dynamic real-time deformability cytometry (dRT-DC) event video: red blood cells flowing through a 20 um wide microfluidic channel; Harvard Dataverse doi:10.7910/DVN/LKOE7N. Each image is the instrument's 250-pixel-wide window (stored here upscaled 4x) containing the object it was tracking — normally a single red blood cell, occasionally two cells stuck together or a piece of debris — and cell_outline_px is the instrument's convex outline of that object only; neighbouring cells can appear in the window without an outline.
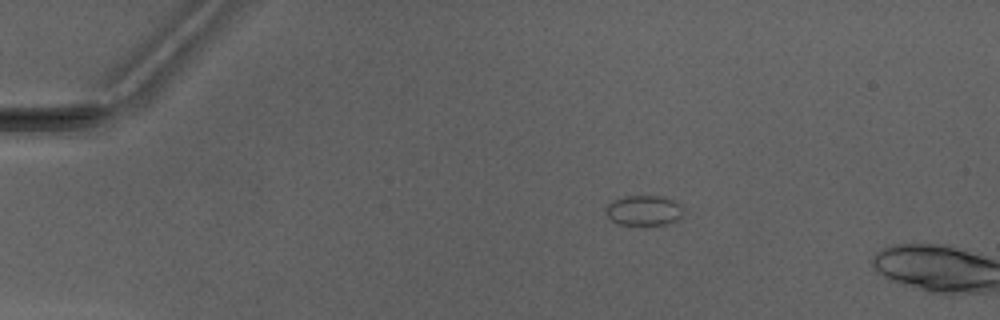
{"species": "Egyptian fruit bat (a non-hibernating species)", "species_latin": "Rousettus aegyptiacus", "temperature_condition": "warm", "stored_images_in_passage": 2, "camera_frame_rate_fps": 3000, "um_per_image_px": 0.085, "animal": {"sex": "male"}, "frame": {"image": 1, "passage_image": 2, "time_ms": 1.0, "image_size_px": [1000, 320], "cell_outline_px": [[684, 216], [676, 220], [664, 224], [616, 224], [604, 212], [604, 208], [608, 204], [624, 196], [664, 196], [680, 200], [684, 208]], "centroid_in_image_um": [54.8, 17.86], "position_along_channel_um": 30.2, "area_um2": 13.93}}